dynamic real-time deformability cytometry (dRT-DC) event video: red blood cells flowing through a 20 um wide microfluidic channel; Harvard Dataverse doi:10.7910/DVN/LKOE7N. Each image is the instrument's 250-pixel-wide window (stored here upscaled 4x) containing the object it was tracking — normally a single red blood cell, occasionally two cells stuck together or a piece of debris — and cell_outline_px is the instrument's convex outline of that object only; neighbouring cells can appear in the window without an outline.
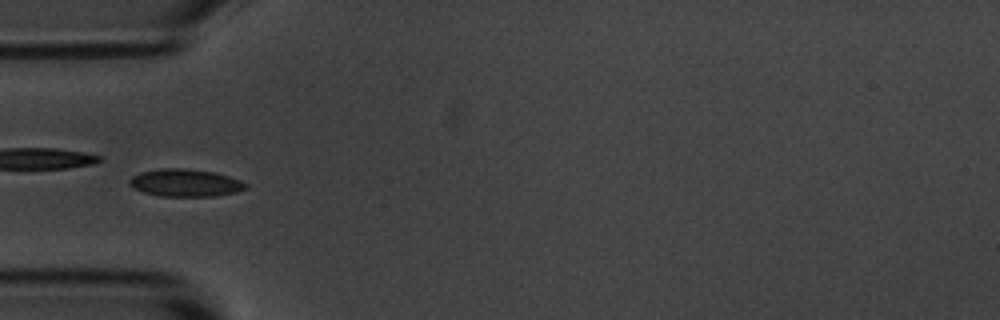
{"species": "common noctule bat (a hibernating species)", "species_latin": "Nyctalus noctula", "temperature_condition": "room temperature", "stored_images_in_passage": 4, "camera_frame_rate_fps": 3000, "um_per_image_px": 0.085, "animal": {"sex": "male", "body_mass_g": 20.1, "forearm_length_mm": 53.5}, "frame": {"image": 1, "passage_image": 2, "time_ms": 1.0, "image_size_px": [1000, 320], "cell_outline_px": [[248, 188], [236, 192], [216, 196], [160, 196], [144, 192], [132, 188], [128, 184], [128, 180], [132, 176], [140, 172], [160, 168], [184, 168], [216, 172], [240, 180], [248, 184]], "centroid_in_image_um": [15.74, 15.54], "position_along_channel_um": 69.3, "area_um2": 18.84}}
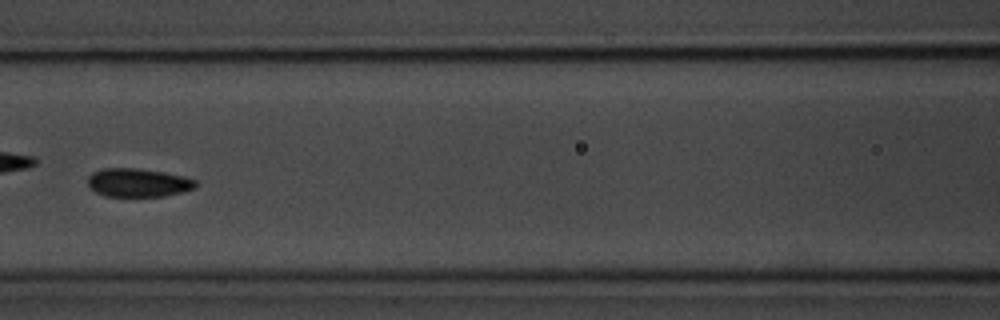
{"frame": {"image": 2, "passage_image": 4, "time_ms": 3.333, "image_size_px": [1000, 320], "cell_outline_px": [[196, 188], [184, 192], [164, 196], [104, 196], [88, 188], [88, 176], [92, 172], [104, 168], [136, 168], [164, 172], [184, 176], [196, 180]], "centroid_in_image_um": [11.73, 15.53], "position_along_channel_um": 154.9, "area_um2": 18.09}}